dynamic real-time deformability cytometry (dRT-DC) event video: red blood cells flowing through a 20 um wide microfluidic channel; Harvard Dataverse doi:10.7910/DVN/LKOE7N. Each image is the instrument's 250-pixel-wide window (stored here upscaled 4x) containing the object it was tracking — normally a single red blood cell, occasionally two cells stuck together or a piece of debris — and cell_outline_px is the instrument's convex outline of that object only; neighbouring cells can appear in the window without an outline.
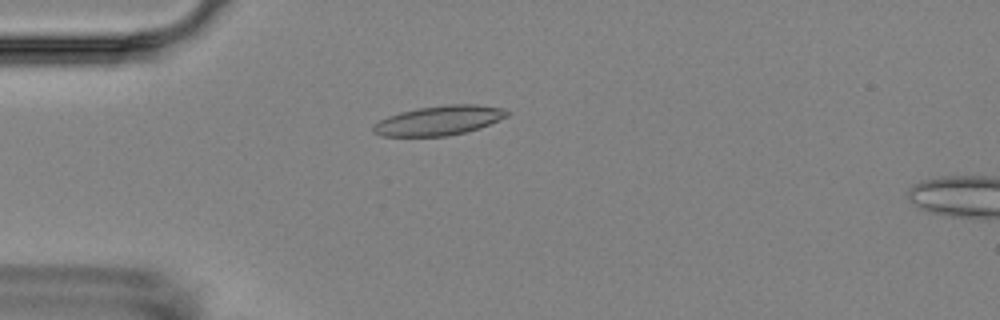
{"species": "Egyptian fruit bat (a non-hibernating species)", "species_latin": "Rousettus aegyptiacus", "temperature_condition": "room temperature", "stored_images_in_passage": 5, "camera_frame_rate_fps": 3000, "um_per_image_px": 0.085, "animal": {"sex": "female"}, "frame": {"image": 1, "passage_image": 4, "time_ms": 3.333, "image_size_px": [1000, 320], "cell_outline_px": [[508, 116], [480, 128], [448, 136], [380, 136], [372, 132], [372, 124], [388, 116], [400, 112], [416, 108], [448, 104], [476, 104], [504, 108], [508, 112]], "centroid_in_image_um": [37.29, 10.24], "position_along_channel_um": 47.7, "area_um2": 23.12}}